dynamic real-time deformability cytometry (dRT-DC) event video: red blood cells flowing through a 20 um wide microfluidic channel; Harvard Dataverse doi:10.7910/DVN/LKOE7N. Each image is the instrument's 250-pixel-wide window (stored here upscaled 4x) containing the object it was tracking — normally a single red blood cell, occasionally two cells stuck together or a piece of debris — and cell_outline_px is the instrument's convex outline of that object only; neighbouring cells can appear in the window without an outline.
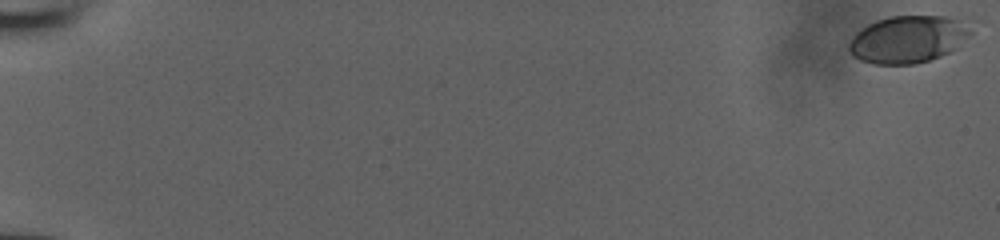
{"species": "human", "species_latin": "Homo sapiens", "temperature_condition": "room temperature", "stored_images_in_passage": 54, "camera_frame_rate_fps": 3000, "um_per_image_px": 0.085, "donor": {"sex": "male"}, "frame": {"image": 1, "passage_image": 1, "time_ms": 0.0, "image_size_px": [1000, 240], "cell_outline_px": [[972, 32], [956, 48], [940, 56], [928, 60], [912, 64], [872, 64], [860, 60], [852, 56], [848, 52], [848, 44], [856, 32], [868, 24], [876, 20], [888, 16], [944, 16], [956, 20]], "centroid_in_image_um": [77.08, 3.35], "position_along_channel_um": 7.9, "area_um2": 33.12}}
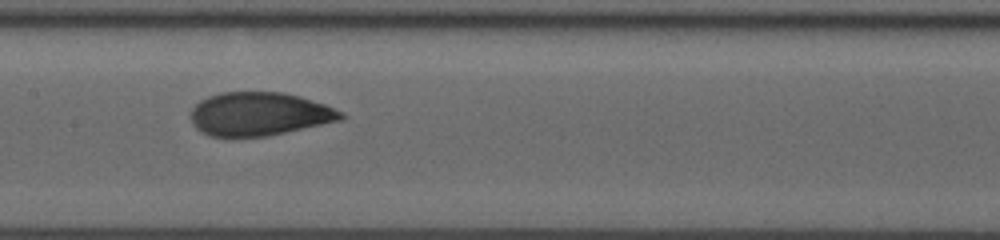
{"frame": {"image": 2, "passage_image": 30, "time_ms": 9.667, "image_size_px": [1000, 240], "cell_outline_px": [[348, 116], [344, 120], [268, 136], [208, 136], [200, 132], [192, 124], [192, 108], [200, 100], [208, 96], [220, 92], [284, 92], [300, 96], [324, 104], [344, 112]], "centroid_in_image_um": [22.08, 9.69], "position_along_channel_um": 185.3, "area_um2": 38.32}}
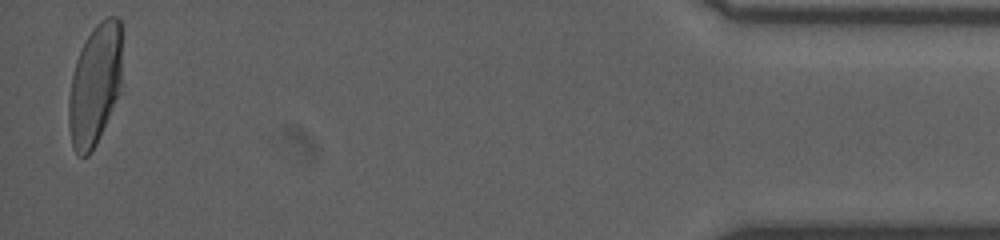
{"frame": {"image": 3, "passage_image": 53, "time_ms": 17.333, "image_size_px": [1000, 240], "cell_outline_px": [[124, 24], [120, 92], [96, 144], [88, 156], [76, 156], [72, 148], [68, 124], [68, 104], [72, 76], [76, 60], [92, 28], [100, 20], [108, 16], [116, 16]], "centroid_in_image_um": [8.1, 7.16], "position_along_channel_um": 427.1, "area_um2": 38.49}}